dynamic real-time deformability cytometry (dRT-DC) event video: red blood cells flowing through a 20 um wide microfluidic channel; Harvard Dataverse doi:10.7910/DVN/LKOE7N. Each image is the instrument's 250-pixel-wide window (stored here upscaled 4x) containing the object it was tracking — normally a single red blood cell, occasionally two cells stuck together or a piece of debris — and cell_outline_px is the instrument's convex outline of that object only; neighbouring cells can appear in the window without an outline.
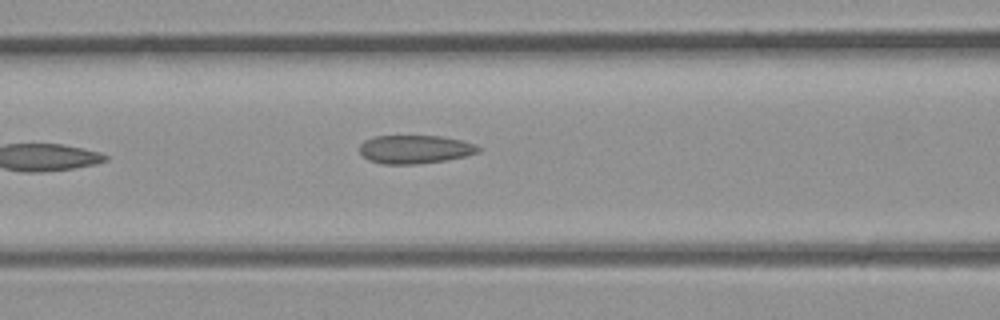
{"species": "common noctule bat (a hibernating species)", "species_latin": "Nyctalus noctula", "temperature_condition": "room temperature", "stored_images_in_passage": 5, "camera_frame_rate_fps": 3000, "um_per_image_px": 0.085, "animal": {"sex": "male", "body_mass_g": 23.1, "forearm_length_mm": 52.7}, "frame": {"image": 1, "passage_image": 5, "time_ms": 1.333, "image_size_px": [1000, 320], "cell_outline_px": [[480, 152], [464, 156], [444, 160], [416, 164], [384, 164], [368, 160], [360, 152], [360, 144], [364, 140], [376, 136], [440, 136], [460, 140], [476, 144], [480, 148]], "centroid_in_image_um": [35.26, 12.69], "position_along_channel_um": 131.3, "area_um2": 19.54}}